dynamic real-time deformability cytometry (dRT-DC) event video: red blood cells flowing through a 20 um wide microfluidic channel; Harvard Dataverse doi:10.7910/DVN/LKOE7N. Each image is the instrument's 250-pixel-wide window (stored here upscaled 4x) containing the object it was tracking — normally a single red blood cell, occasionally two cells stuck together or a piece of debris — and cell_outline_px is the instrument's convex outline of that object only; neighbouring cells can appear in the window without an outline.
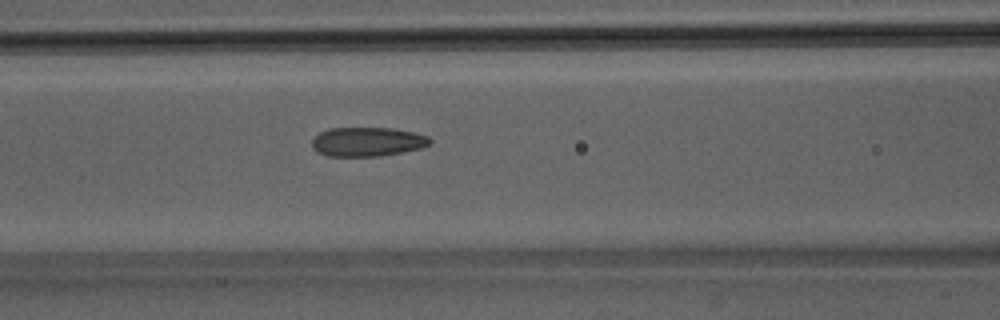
{"species": "Egyptian fruit bat (a non-hibernating species)", "species_latin": "Rousettus aegyptiacus", "temperature_condition": "room temperature", "stored_images_in_passage": 51, "camera_frame_rate_fps": 3000, "um_per_image_px": 0.085, "animal": {"sex": "male"}, "frame": {"image": 1, "passage_image": 22, "time_ms": 7.0, "image_size_px": [1000, 320], "cell_outline_px": [[432, 140], [428, 144], [420, 148], [404, 152], [380, 156], [324, 156], [316, 152], [312, 148], [312, 140], [320, 132], [328, 128], [392, 128], [412, 132], [428, 136]], "centroid_in_image_um": [31.19, 12.06], "position_along_channel_um": 135.4, "area_um2": 20.11}}
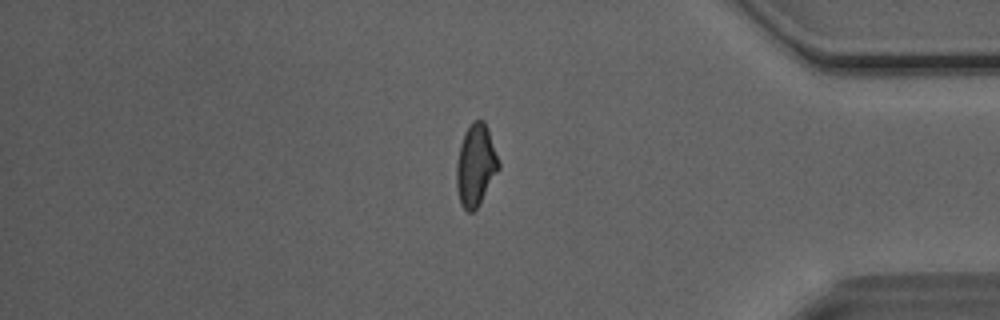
{"frame": {"image": 2, "passage_image": 43, "time_ms": 14.0, "image_size_px": [1000, 320], "cell_outline_px": [[500, 168], [476, 208], [472, 212], [468, 212], [460, 204], [456, 188], [456, 164], [460, 144], [464, 132], [472, 120], [484, 120], [488, 128], [500, 164]], "centroid_in_image_um": [40.42, 14.01], "position_along_channel_um": 394.8, "area_um2": 20.11}}
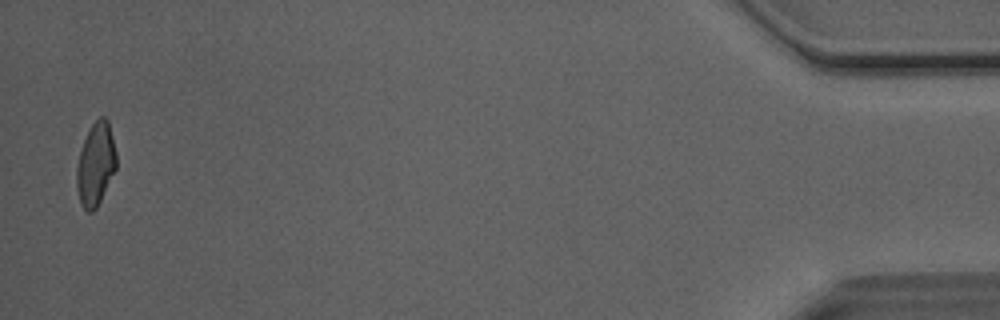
{"frame": {"image": 3, "passage_image": 50, "time_ms": 16.333, "image_size_px": [1000, 320], "cell_outline_px": [[116, 168], [96, 208], [92, 212], [88, 212], [80, 204], [76, 188], [76, 168], [80, 152], [84, 140], [92, 124], [100, 116], [104, 116], [108, 120], [116, 152]], "centroid_in_image_um": [8.12, 13.97], "position_along_channel_um": 427.1, "area_um2": 19.02}, "authors_computed_cell_mechanics": {"area_um2": 20.4034, "velocity_mm_per_s": 4.1033, "shape_relaxation_time_tau1_ms": 6.2522, "shape_relaxation_time_tau2_ms": 2.0735, "deformation_change_tau1": 0.1725, "deformation_change_tau2": 0.0717}}